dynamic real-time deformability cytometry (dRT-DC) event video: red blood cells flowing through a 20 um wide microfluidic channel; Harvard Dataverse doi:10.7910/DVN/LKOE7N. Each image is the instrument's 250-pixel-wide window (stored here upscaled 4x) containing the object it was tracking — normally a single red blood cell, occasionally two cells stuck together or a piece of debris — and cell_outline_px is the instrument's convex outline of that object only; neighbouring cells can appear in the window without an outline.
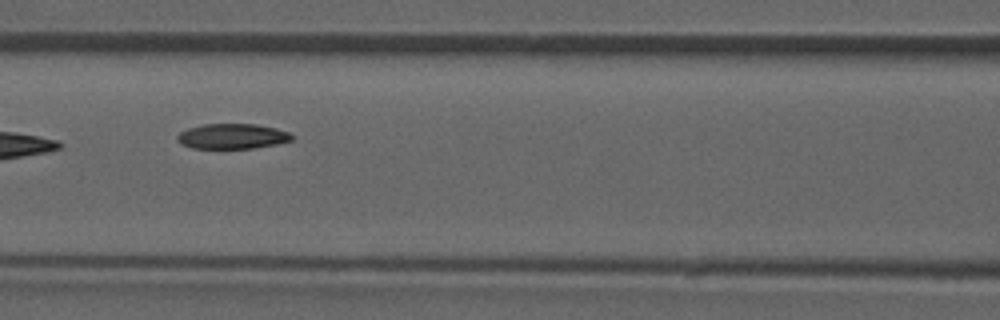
{"species": "common noctule bat (a hibernating species)", "species_latin": "Nyctalus noctula", "temperature_condition": "room temperature", "stored_images_in_passage": 9, "camera_frame_rate_fps": 3000, "um_per_image_px": 0.085, "animal": {"sex": "male", "forearm_length_mm": 52.5}, "frame": {"image": 1, "passage_image": 6, "time_ms": 5.667, "image_size_px": [1000, 320], "cell_outline_px": [[296, 136], [292, 140], [276, 144], [252, 148], [192, 148], [180, 144], [176, 140], [176, 136], [180, 132], [188, 128], [204, 124], [256, 124], [276, 128], [288, 132]], "centroid_in_image_um": [19.74, 11.58], "position_along_channel_um": 146.9, "area_um2": 16.88}}